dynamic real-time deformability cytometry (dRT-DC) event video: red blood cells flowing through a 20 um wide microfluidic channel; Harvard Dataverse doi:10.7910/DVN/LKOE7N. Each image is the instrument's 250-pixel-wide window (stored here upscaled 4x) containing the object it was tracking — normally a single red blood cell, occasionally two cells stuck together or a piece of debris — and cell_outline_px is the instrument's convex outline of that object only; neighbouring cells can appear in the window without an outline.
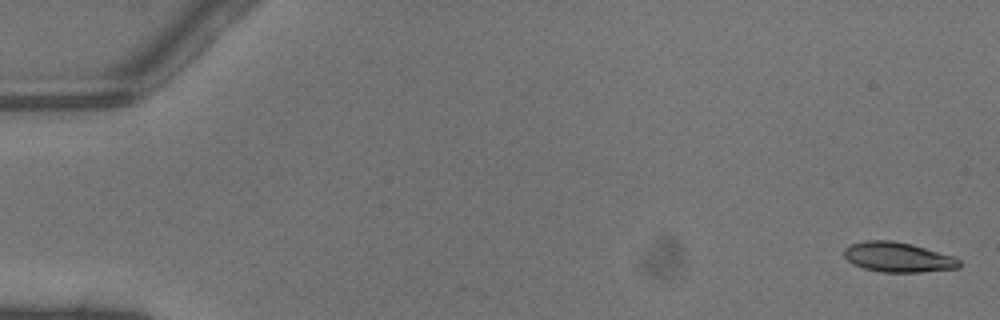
{"species": "common noctule bat (a hibernating species)", "species_latin": "Nyctalus noctula", "temperature_condition": "warm", "stored_images_in_passage": 11, "camera_frame_rate_fps": 3000, "um_per_image_px": 0.085, "animal": {"sex": "male", "body_mass_g": 13.3}, "frame": {"image": 1, "passage_image": 1, "time_ms": 0.0, "image_size_px": [1000, 320], "cell_outline_px": [[960, 268], [920, 272], [880, 272], [864, 268], [852, 264], [844, 256], [844, 248], [852, 244], [864, 240], [892, 240], [912, 244], [956, 256], [960, 260]], "centroid_in_image_um": [76.35, 21.85], "position_along_channel_um": 8.6, "area_um2": 20.29}}